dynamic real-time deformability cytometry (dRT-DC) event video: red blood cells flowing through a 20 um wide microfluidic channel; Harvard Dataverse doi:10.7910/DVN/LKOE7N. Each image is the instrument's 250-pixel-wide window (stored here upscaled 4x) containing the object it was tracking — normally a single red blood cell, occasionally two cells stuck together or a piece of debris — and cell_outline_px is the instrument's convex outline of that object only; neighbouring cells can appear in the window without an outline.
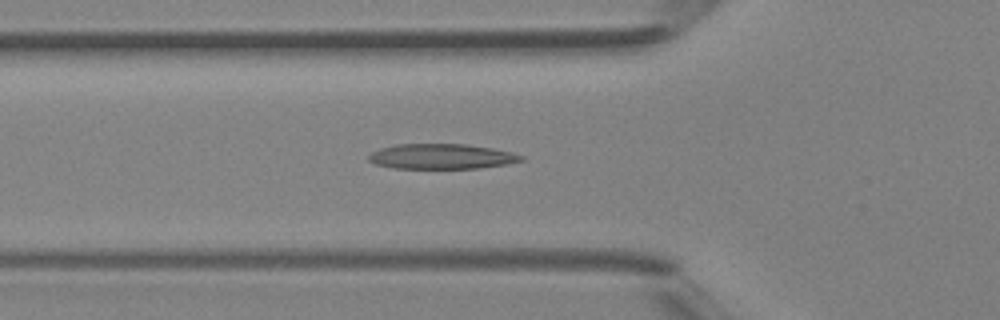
{"species": "Egyptian fruit bat (a non-hibernating species)", "species_latin": "Rousettus aegyptiacus", "temperature_condition": "room temperature", "stored_images_in_passage": 28, "camera_frame_rate_fps": 3000, "um_per_image_px": 0.085, "animal": {"sex": "female"}, "frame": {"image": 1, "passage_image": 4, "time_ms": 1.0, "image_size_px": [1000, 320], "cell_outline_px": [[524, 160], [508, 164], [480, 168], [392, 168], [376, 164], [368, 160], [368, 156], [372, 152], [380, 148], [396, 144], [464, 144], [492, 148], [512, 152], [524, 156]], "centroid_in_image_um": [37.54, 13.3], "position_along_channel_um": 88.3, "area_um2": 22.37}}
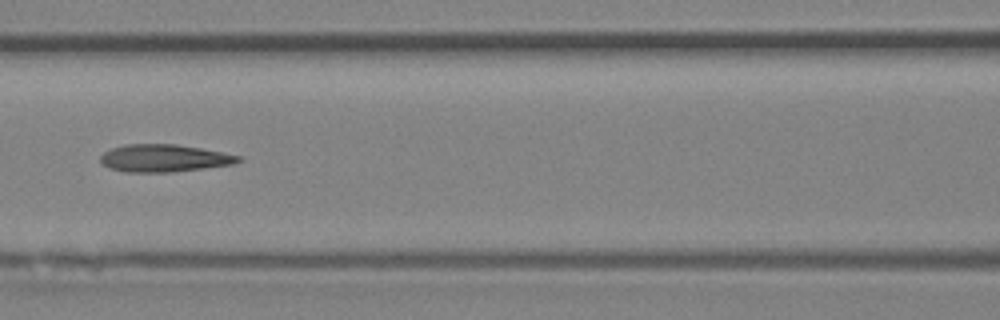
{"frame": {"image": 2, "passage_image": 8, "time_ms": 2.333, "image_size_px": [1000, 320], "cell_outline_px": [[244, 160], [232, 164], [172, 172], [124, 172], [108, 168], [100, 160], [100, 156], [104, 152], [112, 148], [124, 144], [176, 144], [200, 148], [240, 156]], "centroid_in_image_um": [13.91, 13.44], "position_along_channel_um": 152.7, "area_um2": 21.96}}
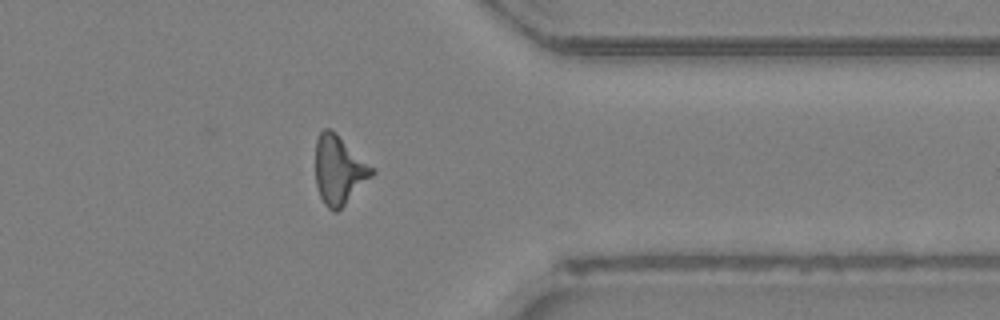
{"frame": {"image": 3, "passage_image": 23, "time_ms": 7.333, "image_size_px": [1000, 320], "cell_outline_px": [[376, 172], [336, 212], [332, 212], [324, 204], [320, 196], [316, 184], [316, 140], [320, 132], [324, 128], [332, 128], [376, 168]], "centroid_in_image_um": [28.83, 14.4], "position_along_channel_um": 382.6, "area_um2": 22.77}}